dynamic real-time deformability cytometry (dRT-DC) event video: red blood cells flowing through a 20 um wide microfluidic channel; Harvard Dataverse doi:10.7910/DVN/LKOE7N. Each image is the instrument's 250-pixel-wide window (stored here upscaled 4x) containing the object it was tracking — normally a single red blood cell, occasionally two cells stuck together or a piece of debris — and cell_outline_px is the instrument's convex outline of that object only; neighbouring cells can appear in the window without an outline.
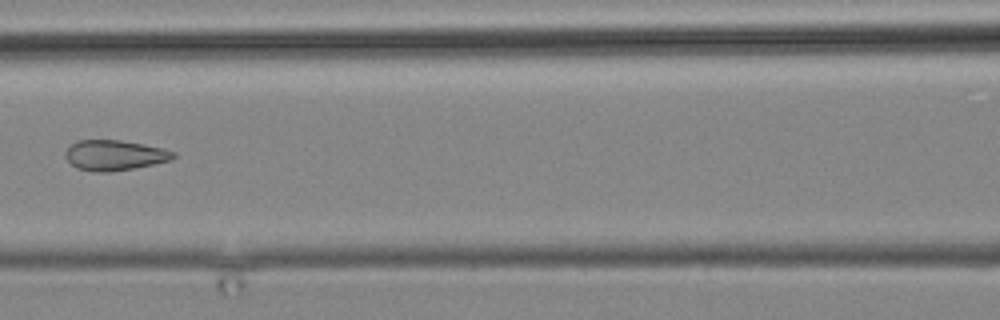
{"species": "common noctule bat (a hibernating species)", "species_latin": "Nyctalus noctula", "temperature_condition": "cold", "stored_images_in_passage": 11, "camera_frame_rate_fps": 3000, "um_per_image_px": 0.085, "animal": {"sex": "male", "body_mass_g": 19.2, "forearm_length_mm": 51.8}, "frame": {"image": 1, "passage_image": 7, "time_ms": 7.0, "image_size_px": [1000, 320], "cell_outline_px": [[176, 156], [172, 160], [132, 168], [108, 172], [92, 172], [76, 168], [64, 156], [68, 148], [76, 140], [120, 140], [144, 144], [164, 148], [176, 152]], "centroid_in_image_um": [9.75, 13.19], "position_along_channel_um": 156.9, "area_um2": 19.07}}
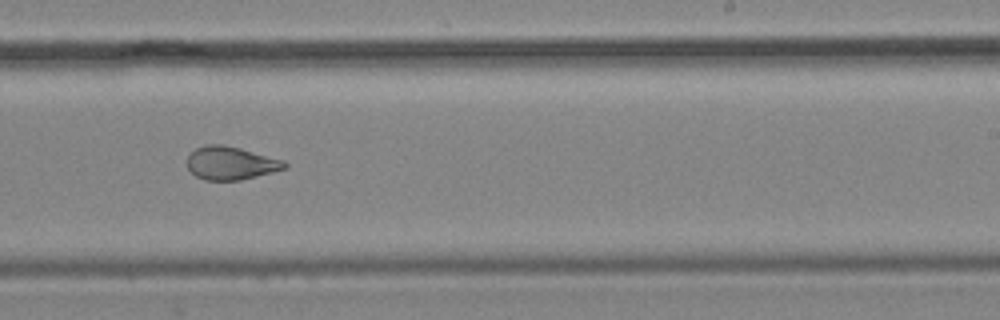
{"frame": {"image": 2, "passage_image": 10, "time_ms": 10.333, "image_size_px": [1000, 320], "cell_outline_px": [[288, 168], [240, 180], [204, 180], [196, 176], [188, 168], [188, 156], [196, 148], [204, 144], [224, 144], [240, 148], [284, 160], [288, 164]], "centroid_in_image_um": [19.63, 13.85], "position_along_channel_um": 269.4, "area_um2": 18.84}}
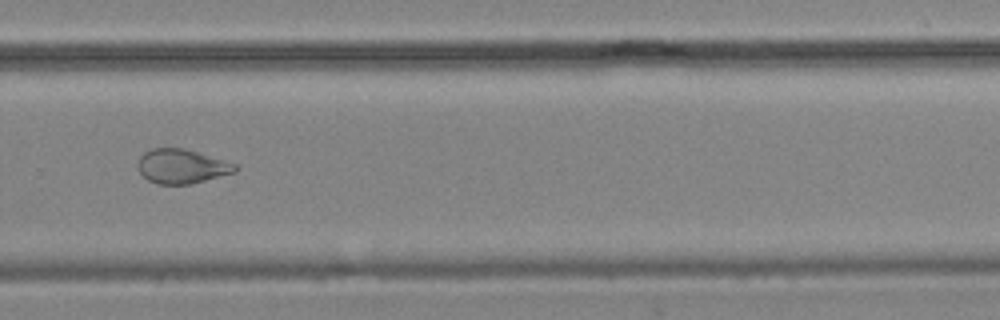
{"frame": {"image": 3, "passage_image": 11, "time_ms": 11.667, "image_size_px": [1000, 320], "cell_outline_px": [[236, 172], [192, 184], [156, 184], [148, 180], [140, 172], [136, 164], [140, 156], [144, 152], [152, 148], [184, 148], [236, 164]], "centroid_in_image_um": [15.41, 14.14], "position_along_channel_um": 314.4, "area_um2": 19.42}}